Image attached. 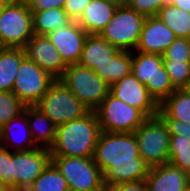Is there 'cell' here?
<instances>
[{
	"mask_svg": "<svg viewBox=\"0 0 190 191\" xmlns=\"http://www.w3.org/2000/svg\"><path fill=\"white\" fill-rule=\"evenodd\" d=\"M93 159L104 175L106 187L145 180L150 169L140 157L134 132L101 131Z\"/></svg>",
	"mask_w": 190,
	"mask_h": 191,
	"instance_id": "1",
	"label": "cell"
},
{
	"mask_svg": "<svg viewBox=\"0 0 190 191\" xmlns=\"http://www.w3.org/2000/svg\"><path fill=\"white\" fill-rule=\"evenodd\" d=\"M100 132L95 111L59 125L50 148L51 156L93 157Z\"/></svg>",
	"mask_w": 190,
	"mask_h": 191,
	"instance_id": "2",
	"label": "cell"
},
{
	"mask_svg": "<svg viewBox=\"0 0 190 191\" xmlns=\"http://www.w3.org/2000/svg\"><path fill=\"white\" fill-rule=\"evenodd\" d=\"M59 80L90 110L95 111L110 93V85L92 69L71 64Z\"/></svg>",
	"mask_w": 190,
	"mask_h": 191,
	"instance_id": "3",
	"label": "cell"
},
{
	"mask_svg": "<svg viewBox=\"0 0 190 191\" xmlns=\"http://www.w3.org/2000/svg\"><path fill=\"white\" fill-rule=\"evenodd\" d=\"M145 19L144 15L130 9L126 4L118 5L99 35L120 51H135Z\"/></svg>",
	"mask_w": 190,
	"mask_h": 191,
	"instance_id": "4",
	"label": "cell"
},
{
	"mask_svg": "<svg viewBox=\"0 0 190 191\" xmlns=\"http://www.w3.org/2000/svg\"><path fill=\"white\" fill-rule=\"evenodd\" d=\"M131 73L159 105L176 90L163 65L162 55L132 51Z\"/></svg>",
	"mask_w": 190,
	"mask_h": 191,
	"instance_id": "5",
	"label": "cell"
},
{
	"mask_svg": "<svg viewBox=\"0 0 190 191\" xmlns=\"http://www.w3.org/2000/svg\"><path fill=\"white\" fill-rule=\"evenodd\" d=\"M33 35L32 12L26 1L9 0L0 15V47L24 48Z\"/></svg>",
	"mask_w": 190,
	"mask_h": 191,
	"instance_id": "6",
	"label": "cell"
},
{
	"mask_svg": "<svg viewBox=\"0 0 190 191\" xmlns=\"http://www.w3.org/2000/svg\"><path fill=\"white\" fill-rule=\"evenodd\" d=\"M70 191H105L104 175L93 157L51 156Z\"/></svg>",
	"mask_w": 190,
	"mask_h": 191,
	"instance_id": "7",
	"label": "cell"
},
{
	"mask_svg": "<svg viewBox=\"0 0 190 191\" xmlns=\"http://www.w3.org/2000/svg\"><path fill=\"white\" fill-rule=\"evenodd\" d=\"M34 106L56 126L81 118L90 111L59 79Z\"/></svg>",
	"mask_w": 190,
	"mask_h": 191,
	"instance_id": "8",
	"label": "cell"
},
{
	"mask_svg": "<svg viewBox=\"0 0 190 191\" xmlns=\"http://www.w3.org/2000/svg\"><path fill=\"white\" fill-rule=\"evenodd\" d=\"M140 157L151 168L169 162L170 134L157 115L147 118L134 132Z\"/></svg>",
	"mask_w": 190,
	"mask_h": 191,
	"instance_id": "9",
	"label": "cell"
},
{
	"mask_svg": "<svg viewBox=\"0 0 190 191\" xmlns=\"http://www.w3.org/2000/svg\"><path fill=\"white\" fill-rule=\"evenodd\" d=\"M101 131L132 133L147 119L137 108L109 93L95 110Z\"/></svg>",
	"mask_w": 190,
	"mask_h": 191,
	"instance_id": "10",
	"label": "cell"
},
{
	"mask_svg": "<svg viewBox=\"0 0 190 191\" xmlns=\"http://www.w3.org/2000/svg\"><path fill=\"white\" fill-rule=\"evenodd\" d=\"M55 80L25 56L19 65L12 92L25 106H34Z\"/></svg>",
	"mask_w": 190,
	"mask_h": 191,
	"instance_id": "11",
	"label": "cell"
},
{
	"mask_svg": "<svg viewBox=\"0 0 190 191\" xmlns=\"http://www.w3.org/2000/svg\"><path fill=\"white\" fill-rule=\"evenodd\" d=\"M50 162V149L12 152V191H25Z\"/></svg>",
	"mask_w": 190,
	"mask_h": 191,
	"instance_id": "12",
	"label": "cell"
},
{
	"mask_svg": "<svg viewBox=\"0 0 190 191\" xmlns=\"http://www.w3.org/2000/svg\"><path fill=\"white\" fill-rule=\"evenodd\" d=\"M110 93L124 103L139 109L147 118L157 116L159 104L132 73L110 85Z\"/></svg>",
	"mask_w": 190,
	"mask_h": 191,
	"instance_id": "13",
	"label": "cell"
},
{
	"mask_svg": "<svg viewBox=\"0 0 190 191\" xmlns=\"http://www.w3.org/2000/svg\"><path fill=\"white\" fill-rule=\"evenodd\" d=\"M26 56L42 70L59 79L68 65L46 35L34 34L24 47Z\"/></svg>",
	"mask_w": 190,
	"mask_h": 191,
	"instance_id": "14",
	"label": "cell"
},
{
	"mask_svg": "<svg viewBox=\"0 0 190 191\" xmlns=\"http://www.w3.org/2000/svg\"><path fill=\"white\" fill-rule=\"evenodd\" d=\"M46 36L67 65L78 64L88 34L76 21L62 30L49 32Z\"/></svg>",
	"mask_w": 190,
	"mask_h": 191,
	"instance_id": "15",
	"label": "cell"
},
{
	"mask_svg": "<svg viewBox=\"0 0 190 191\" xmlns=\"http://www.w3.org/2000/svg\"><path fill=\"white\" fill-rule=\"evenodd\" d=\"M176 38L157 16L146 17L135 51L162 55Z\"/></svg>",
	"mask_w": 190,
	"mask_h": 191,
	"instance_id": "16",
	"label": "cell"
},
{
	"mask_svg": "<svg viewBox=\"0 0 190 191\" xmlns=\"http://www.w3.org/2000/svg\"><path fill=\"white\" fill-rule=\"evenodd\" d=\"M145 182L147 191H188L190 189V175L169 162L151 167Z\"/></svg>",
	"mask_w": 190,
	"mask_h": 191,
	"instance_id": "17",
	"label": "cell"
},
{
	"mask_svg": "<svg viewBox=\"0 0 190 191\" xmlns=\"http://www.w3.org/2000/svg\"><path fill=\"white\" fill-rule=\"evenodd\" d=\"M15 128L21 129L22 131L18 130V132L20 131L22 134L20 132L18 134ZM0 144L9 150L12 149V152L29 151L37 148L30 133L25 112H22L0 128Z\"/></svg>",
	"mask_w": 190,
	"mask_h": 191,
	"instance_id": "18",
	"label": "cell"
},
{
	"mask_svg": "<svg viewBox=\"0 0 190 191\" xmlns=\"http://www.w3.org/2000/svg\"><path fill=\"white\" fill-rule=\"evenodd\" d=\"M119 4L111 0H92L77 21L87 34L99 35Z\"/></svg>",
	"mask_w": 190,
	"mask_h": 191,
	"instance_id": "19",
	"label": "cell"
},
{
	"mask_svg": "<svg viewBox=\"0 0 190 191\" xmlns=\"http://www.w3.org/2000/svg\"><path fill=\"white\" fill-rule=\"evenodd\" d=\"M30 133L37 147L50 149L55 141L56 125L35 106H25Z\"/></svg>",
	"mask_w": 190,
	"mask_h": 191,
	"instance_id": "20",
	"label": "cell"
},
{
	"mask_svg": "<svg viewBox=\"0 0 190 191\" xmlns=\"http://www.w3.org/2000/svg\"><path fill=\"white\" fill-rule=\"evenodd\" d=\"M118 51L100 35L88 34L78 64L93 70L107 63Z\"/></svg>",
	"mask_w": 190,
	"mask_h": 191,
	"instance_id": "21",
	"label": "cell"
},
{
	"mask_svg": "<svg viewBox=\"0 0 190 191\" xmlns=\"http://www.w3.org/2000/svg\"><path fill=\"white\" fill-rule=\"evenodd\" d=\"M24 48L0 47V91H12Z\"/></svg>",
	"mask_w": 190,
	"mask_h": 191,
	"instance_id": "22",
	"label": "cell"
},
{
	"mask_svg": "<svg viewBox=\"0 0 190 191\" xmlns=\"http://www.w3.org/2000/svg\"><path fill=\"white\" fill-rule=\"evenodd\" d=\"M32 22L34 34L47 35L49 32L66 28L73 20L63 8H52L45 11H33Z\"/></svg>",
	"mask_w": 190,
	"mask_h": 191,
	"instance_id": "23",
	"label": "cell"
},
{
	"mask_svg": "<svg viewBox=\"0 0 190 191\" xmlns=\"http://www.w3.org/2000/svg\"><path fill=\"white\" fill-rule=\"evenodd\" d=\"M157 115L190 123V93L186 89H176L159 105Z\"/></svg>",
	"mask_w": 190,
	"mask_h": 191,
	"instance_id": "24",
	"label": "cell"
},
{
	"mask_svg": "<svg viewBox=\"0 0 190 191\" xmlns=\"http://www.w3.org/2000/svg\"><path fill=\"white\" fill-rule=\"evenodd\" d=\"M132 52L118 51L104 65L95 66L93 71L109 85L131 74Z\"/></svg>",
	"mask_w": 190,
	"mask_h": 191,
	"instance_id": "25",
	"label": "cell"
},
{
	"mask_svg": "<svg viewBox=\"0 0 190 191\" xmlns=\"http://www.w3.org/2000/svg\"><path fill=\"white\" fill-rule=\"evenodd\" d=\"M175 33L176 37L190 39V13L166 3L156 15Z\"/></svg>",
	"mask_w": 190,
	"mask_h": 191,
	"instance_id": "26",
	"label": "cell"
},
{
	"mask_svg": "<svg viewBox=\"0 0 190 191\" xmlns=\"http://www.w3.org/2000/svg\"><path fill=\"white\" fill-rule=\"evenodd\" d=\"M25 191H70L66 179L50 162L40 176Z\"/></svg>",
	"mask_w": 190,
	"mask_h": 191,
	"instance_id": "27",
	"label": "cell"
},
{
	"mask_svg": "<svg viewBox=\"0 0 190 191\" xmlns=\"http://www.w3.org/2000/svg\"><path fill=\"white\" fill-rule=\"evenodd\" d=\"M25 105L12 91H0V128L24 112Z\"/></svg>",
	"mask_w": 190,
	"mask_h": 191,
	"instance_id": "28",
	"label": "cell"
},
{
	"mask_svg": "<svg viewBox=\"0 0 190 191\" xmlns=\"http://www.w3.org/2000/svg\"><path fill=\"white\" fill-rule=\"evenodd\" d=\"M163 65L176 89H185L190 83V62L163 60Z\"/></svg>",
	"mask_w": 190,
	"mask_h": 191,
	"instance_id": "29",
	"label": "cell"
},
{
	"mask_svg": "<svg viewBox=\"0 0 190 191\" xmlns=\"http://www.w3.org/2000/svg\"><path fill=\"white\" fill-rule=\"evenodd\" d=\"M163 60L190 62V39L177 37L163 52Z\"/></svg>",
	"mask_w": 190,
	"mask_h": 191,
	"instance_id": "30",
	"label": "cell"
},
{
	"mask_svg": "<svg viewBox=\"0 0 190 191\" xmlns=\"http://www.w3.org/2000/svg\"><path fill=\"white\" fill-rule=\"evenodd\" d=\"M169 0H127L126 5L145 17L156 16Z\"/></svg>",
	"mask_w": 190,
	"mask_h": 191,
	"instance_id": "31",
	"label": "cell"
},
{
	"mask_svg": "<svg viewBox=\"0 0 190 191\" xmlns=\"http://www.w3.org/2000/svg\"><path fill=\"white\" fill-rule=\"evenodd\" d=\"M0 181L12 190V152L0 144Z\"/></svg>",
	"mask_w": 190,
	"mask_h": 191,
	"instance_id": "32",
	"label": "cell"
},
{
	"mask_svg": "<svg viewBox=\"0 0 190 191\" xmlns=\"http://www.w3.org/2000/svg\"><path fill=\"white\" fill-rule=\"evenodd\" d=\"M167 127L170 136H178V139L190 140V123L174 118H161Z\"/></svg>",
	"mask_w": 190,
	"mask_h": 191,
	"instance_id": "33",
	"label": "cell"
},
{
	"mask_svg": "<svg viewBox=\"0 0 190 191\" xmlns=\"http://www.w3.org/2000/svg\"><path fill=\"white\" fill-rule=\"evenodd\" d=\"M91 1L92 0H65L63 10L73 21L77 22Z\"/></svg>",
	"mask_w": 190,
	"mask_h": 191,
	"instance_id": "34",
	"label": "cell"
},
{
	"mask_svg": "<svg viewBox=\"0 0 190 191\" xmlns=\"http://www.w3.org/2000/svg\"><path fill=\"white\" fill-rule=\"evenodd\" d=\"M169 163L190 175V150L169 151Z\"/></svg>",
	"mask_w": 190,
	"mask_h": 191,
	"instance_id": "35",
	"label": "cell"
},
{
	"mask_svg": "<svg viewBox=\"0 0 190 191\" xmlns=\"http://www.w3.org/2000/svg\"><path fill=\"white\" fill-rule=\"evenodd\" d=\"M28 8L33 11H45L52 8H63L65 0H25Z\"/></svg>",
	"mask_w": 190,
	"mask_h": 191,
	"instance_id": "36",
	"label": "cell"
},
{
	"mask_svg": "<svg viewBox=\"0 0 190 191\" xmlns=\"http://www.w3.org/2000/svg\"><path fill=\"white\" fill-rule=\"evenodd\" d=\"M105 191H147V185L145 180H140L106 187Z\"/></svg>",
	"mask_w": 190,
	"mask_h": 191,
	"instance_id": "37",
	"label": "cell"
},
{
	"mask_svg": "<svg viewBox=\"0 0 190 191\" xmlns=\"http://www.w3.org/2000/svg\"><path fill=\"white\" fill-rule=\"evenodd\" d=\"M190 150V140L178 139V136H170L169 151Z\"/></svg>",
	"mask_w": 190,
	"mask_h": 191,
	"instance_id": "38",
	"label": "cell"
},
{
	"mask_svg": "<svg viewBox=\"0 0 190 191\" xmlns=\"http://www.w3.org/2000/svg\"><path fill=\"white\" fill-rule=\"evenodd\" d=\"M169 3L190 13V0H169Z\"/></svg>",
	"mask_w": 190,
	"mask_h": 191,
	"instance_id": "39",
	"label": "cell"
},
{
	"mask_svg": "<svg viewBox=\"0 0 190 191\" xmlns=\"http://www.w3.org/2000/svg\"><path fill=\"white\" fill-rule=\"evenodd\" d=\"M0 191H12L6 184L0 181Z\"/></svg>",
	"mask_w": 190,
	"mask_h": 191,
	"instance_id": "40",
	"label": "cell"
},
{
	"mask_svg": "<svg viewBox=\"0 0 190 191\" xmlns=\"http://www.w3.org/2000/svg\"><path fill=\"white\" fill-rule=\"evenodd\" d=\"M9 0H0V15H1V12L5 6V4L8 2Z\"/></svg>",
	"mask_w": 190,
	"mask_h": 191,
	"instance_id": "41",
	"label": "cell"
},
{
	"mask_svg": "<svg viewBox=\"0 0 190 191\" xmlns=\"http://www.w3.org/2000/svg\"><path fill=\"white\" fill-rule=\"evenodd\" d=\"M111 1L116 2L119 5H123L126 3L127 0H111Z\"/></svg>",
	"mask_w": 190,
	"mask_h": 191,
	"instance_id": "42",
	"label": "cell"
},
{
	"mask_svg": "<svg viewBox=\"0 0 190 191\" xmlns=\"http://www.w3.org/2000/svg\"><path fill=\"white\" fill-rule=\"evenodd\" d=\"M185 89L190 93V83Z\"/></svg>",
	"mask_w": 190,
	"mask_h": 191,
	"instance_id": "43",
	"label": "cell"
}]
</instances>
